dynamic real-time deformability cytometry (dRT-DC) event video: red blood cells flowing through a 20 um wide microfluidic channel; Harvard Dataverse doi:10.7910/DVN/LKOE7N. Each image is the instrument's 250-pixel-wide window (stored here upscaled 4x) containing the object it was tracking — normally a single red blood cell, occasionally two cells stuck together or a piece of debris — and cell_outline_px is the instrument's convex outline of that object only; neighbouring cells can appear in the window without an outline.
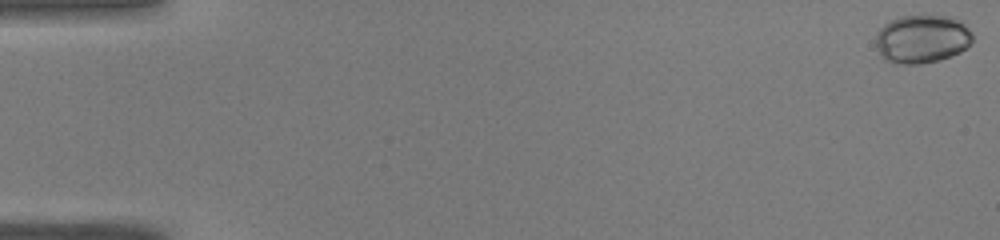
{"species": "common noctule bat (a hibernating species)", "species_latin": "Nyctalus noctula", "temperature_condition": "warm", "stored_images_in_passage": 16, "camera_frame_rate_fps": 3000, "um_per_image_px": 0.085, "animal": {"sex": "male", "body_mass_g": 19.0, "forearm_length_mm": 50.8}, "frame": {"image": 1, "passage_image": 1, "time_ms": 0.0, "image_size_px": [1000, 240], "cell_outline_px": [[972, 40], [960, 52], [940, 60], [920, 64], [900, 64], [884, 60], [880, 56], [876, 44], [876, 36], [880, 28], [884, 24], [900, 16], [924, 12], [952, 16], [964, 24], [972, 32]], "centroid_in_image_um": [78.36, 3.27], "position_along_channel_um": 6.6, "area_um2": 27.98}}